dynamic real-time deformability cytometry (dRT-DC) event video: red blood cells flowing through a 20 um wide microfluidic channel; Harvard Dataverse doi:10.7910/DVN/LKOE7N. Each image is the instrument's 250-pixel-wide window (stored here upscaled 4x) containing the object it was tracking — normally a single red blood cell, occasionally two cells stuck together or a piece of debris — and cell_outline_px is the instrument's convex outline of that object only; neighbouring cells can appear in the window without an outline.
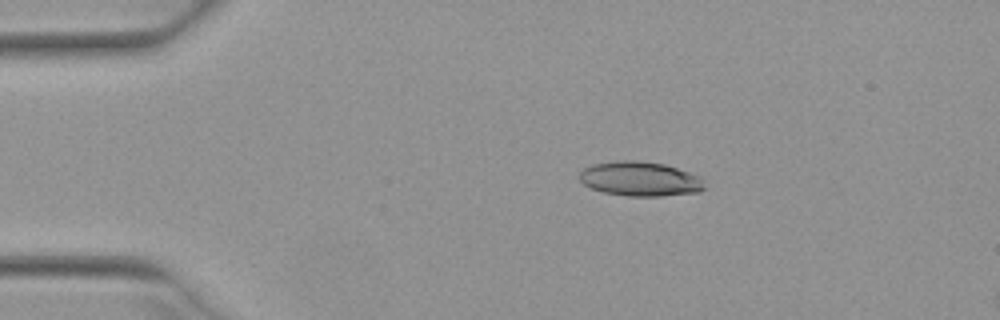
{"species": "Egyptian fruit bat (a non-hibernating species)", "species_latin": "Rousettus aegyptiacus", "temperature_condition": "warm", "stored_images_in_passage": 15, "camera_frame_rate_fps": 3000, "um_per_image_px": 0.085, "animal": {"sex": "female"}, "frame": {"image": 1, "passage_image": 9, "time_ms": 2.667, "image_size_px": [1000, 320], "cell_outline_px": [[708, 188], [700, 192], [660, 196], [628, 196], [604, 192], [592, 188], [584, 184], [580, 180], [580, 172], [584, 168], [592, 164], [620, 160], [636, 160], [664, 164], [700, 176]], "centroid_in_image_um": [54.45, 15.21], "position_along_channel_um": 30.6, "area_um2": 25.2}}